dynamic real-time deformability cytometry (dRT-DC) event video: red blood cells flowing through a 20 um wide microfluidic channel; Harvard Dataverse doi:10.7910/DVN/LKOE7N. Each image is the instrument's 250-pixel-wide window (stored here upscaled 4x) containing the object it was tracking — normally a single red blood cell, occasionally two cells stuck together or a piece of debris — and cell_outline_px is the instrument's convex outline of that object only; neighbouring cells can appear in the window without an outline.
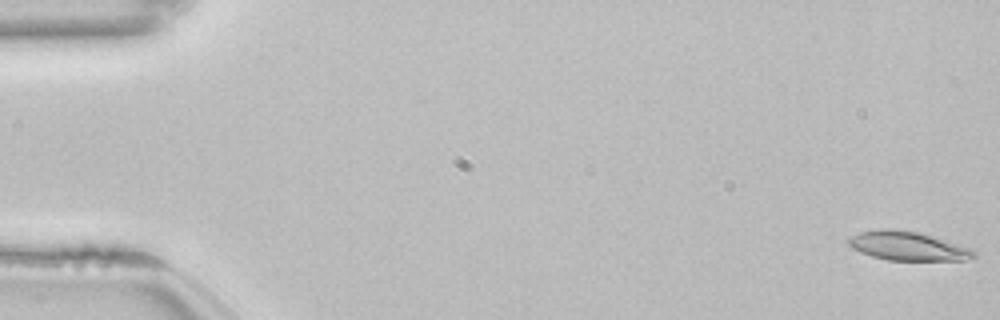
{"species": "common noctule bat (a hibernating species)", "species_latin": "Nyctalus noctula", "temperature_condition": "room temperature", "stored_images_in_passage": 24, "camera_frame_rate_fps": 3000, "um_per_image_px": 0.085, "animal": {"sex": "female", "body_mass_g": 22.7, "forearm_length_mm": 54.2}, "frame": {"image": 1, "passage_image": 1, "time_ms": 0.0, "image_size_px": [1000, 320], "cell_outline_px": [[976, 256], [964, 260], [888, 260], [872, 256], [860, 252], [852, 248], [848, 244], [848, 240], [852, 236], [860, 232], [876, 228], [892, 228], [920, 232], [936, 236], [972, 248], [976, 252]], "centroid_in_image_um": [77.18, 20.89], "position_along_channel_um": 7.8, "area_um2": 21.44}}
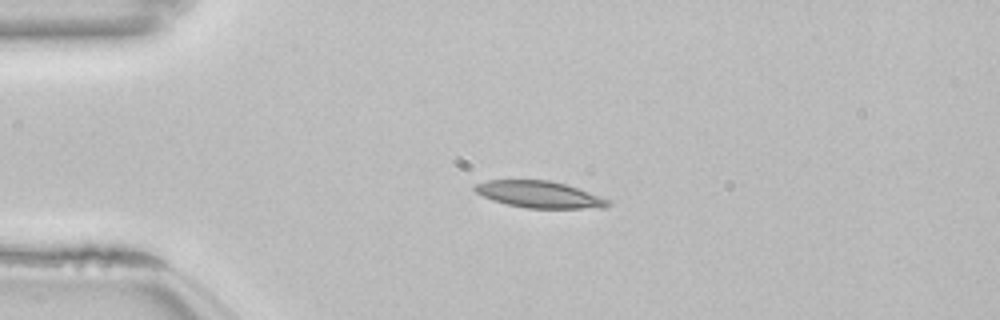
{"frame": {"image": 2, "passage_image": 13, "time_ms": 4.0, "image_size_px": [1000, 320], "cell_outline_px": [[612, 204], [608, 208], [528, 208], [508, 204], [492, 200], [476, 192], [472, 188], [476, 184], [484, 180], [548, 180], [564, 184], [612, 200]], "centroid_in_image_um": [45.87, 16.53], "position_along_channel_um": 39.1, "area_um2": 20.69}}